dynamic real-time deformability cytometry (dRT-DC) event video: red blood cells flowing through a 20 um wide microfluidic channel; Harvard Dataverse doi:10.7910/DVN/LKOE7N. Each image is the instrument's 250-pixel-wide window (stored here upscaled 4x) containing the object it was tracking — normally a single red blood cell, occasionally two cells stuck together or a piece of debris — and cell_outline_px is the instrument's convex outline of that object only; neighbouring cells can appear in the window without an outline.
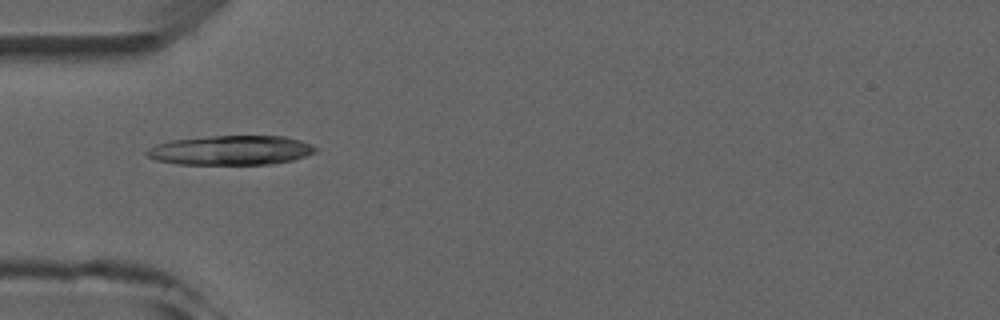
{"species": "common noctule bat (a hibernating species)", "species_latin": "Nyctalus noctula", "temperature_condition": "room temperature", "stored_images_in_passage": 5, "camera_frame_rate_fps": 3000, "um_per_image_px": 0.085, "animal": {"sex": "male", "forearm_length_mm": 52.5}, "frame": {"image": 1, "passage_image": 3, "time_ms": 3.0, "image_size_px": [1000, 320], "cell_outline_px": [[316, 152], [292, 160], [272, 164], [176, 164], [156, 160], [144, 156], [144, 152], [148, 148], [156, 144], [172, 140], [212, 136], [284, 136], [300, 140], [316, 148]], "centroid_in_image_um": [19.56, 12.77], "position_along_channel_um": 65.4, "area_um2": 28.9}}
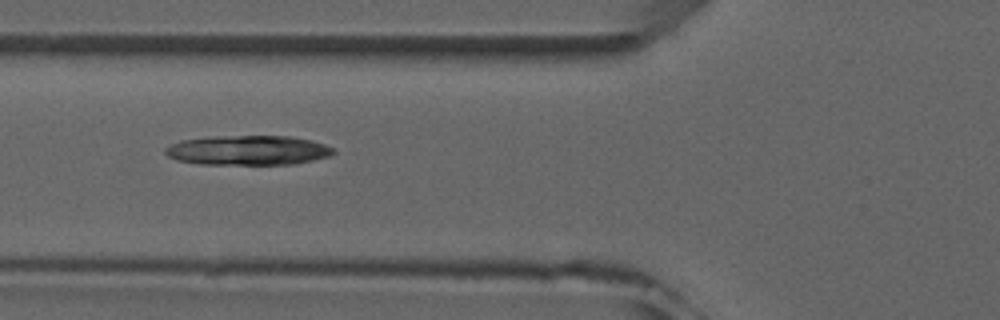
{"frame": {"image": 2, "passage_image": 4, "time_ms": 4.0, "image_size_px": [1000, 320], "cell_outline_px": [[336, 152], [332, 156], [292, 164], [200, 164], [176, 160], [168, 156], [164, 152], [164, 148], [180, 140], [216, 136], [288, 136], [312, 140], [324, 144], [332, 148]], "centroid_in_image_um": [21.08, 12.77], "position_along_channel_um": 104.7, "area_um2": 29.07}}
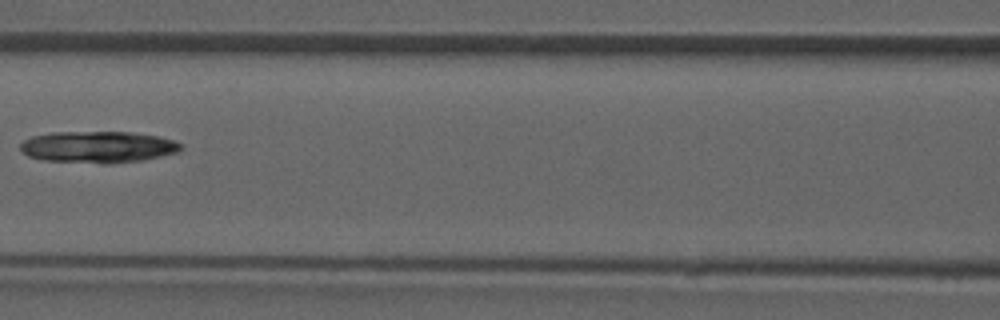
{"frame": {"image": 3, "passage_image": 5, "time_ms": 5.333, "image_size_px": [1000, 320], "cell_outline_px": [[184, 148], [180, 152], [140, 160], [108, 164], [104, 164], [44, 160], [28, 156], [20, 148], [20, 144], [24, 140], [32, 136], [52, 132], [132, 132], [160, 136], [184, 144]], "centroid_in_image_um": [8.37, 12.49], "position_along_channel_um": 158.2, "area_um2": 29.77}}